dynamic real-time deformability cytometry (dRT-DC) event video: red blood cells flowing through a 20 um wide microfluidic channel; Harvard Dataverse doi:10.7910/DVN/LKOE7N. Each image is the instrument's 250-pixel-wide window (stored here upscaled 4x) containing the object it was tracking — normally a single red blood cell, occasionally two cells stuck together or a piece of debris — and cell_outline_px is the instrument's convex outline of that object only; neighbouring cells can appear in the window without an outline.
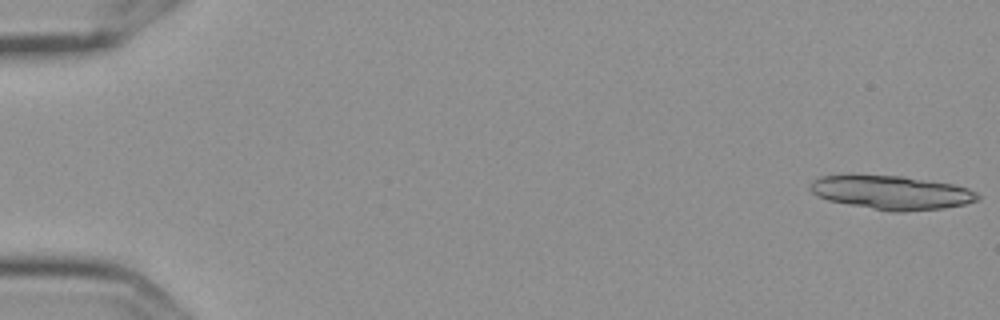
{"species": "Egyptian fruit bat (a non-hibernating species)", "species_latin": "Rousettus aegyptiacus", "temperature_condition": "cold", "stored_images_in_passage": 7, "camera_frame_rate_fps": 3000, "um_per_image_px": 0.085, "frame": {"image": 1, "passage_image": 1, "time_ms": 0.0, "image_size_px": [1000, 320], "cell_outline_px": [[980, 200], [964, 204], [944, 208], [904, 212], [892, 212], [828, 200], [812, 192], [808, 188], [812, 180], [820, 176], [840, 172], [848, 172], [904, 176], [952, 184], [968, 188], [976, 192], [980, 196]], "centroid_in_image_um": [75.7, 16.31], "position_along_channel_um": 9.3, "area_um2": 33.99}}